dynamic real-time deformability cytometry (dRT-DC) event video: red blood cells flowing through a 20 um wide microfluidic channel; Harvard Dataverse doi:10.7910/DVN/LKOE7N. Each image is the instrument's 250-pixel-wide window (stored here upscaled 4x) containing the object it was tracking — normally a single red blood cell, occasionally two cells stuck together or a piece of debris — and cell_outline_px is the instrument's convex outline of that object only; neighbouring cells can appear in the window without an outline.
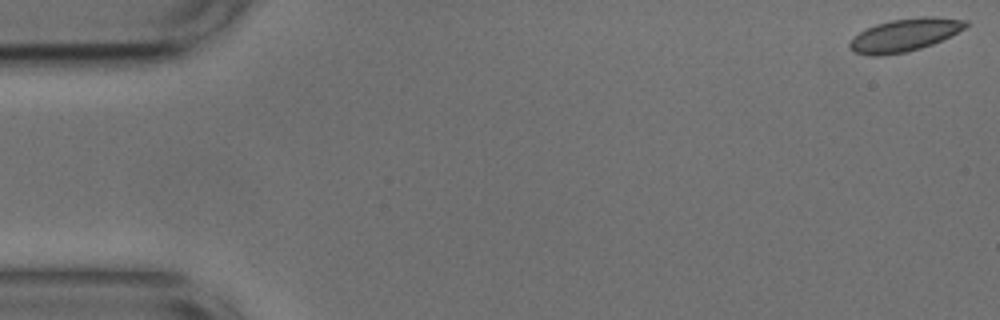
{"species": "common noctule bat (a hibernating species)", "species_latin": "Nyctalus noctula", "temperature_condition": "cold", "stored_images_in_passage": 12, "camera_frame_rate_fps": 3000, "um_per_image_px": 0.085, "animal": {"sex": "male", "body_mass_g": 17.9, "forearm_length_mm": 54.2}, "frame": {"image": 1, "passage_image": 1, "time_ms": 0.0, "image_size_px": [1000, 320], "cell_outline_px": [[972, 24], [932, 44], [920, 48], [904, 52], [880, 56], [872, 56], [852, 52], [848, 48], [848, 44], [852, 36], [876, 24], [892, 20], [920, 16], [932, 16], [968, 20]], "centroid_in_image_um": [76.86, 2.97], "position_along_channel_um": 8.1, "area_um2": 22.2}}